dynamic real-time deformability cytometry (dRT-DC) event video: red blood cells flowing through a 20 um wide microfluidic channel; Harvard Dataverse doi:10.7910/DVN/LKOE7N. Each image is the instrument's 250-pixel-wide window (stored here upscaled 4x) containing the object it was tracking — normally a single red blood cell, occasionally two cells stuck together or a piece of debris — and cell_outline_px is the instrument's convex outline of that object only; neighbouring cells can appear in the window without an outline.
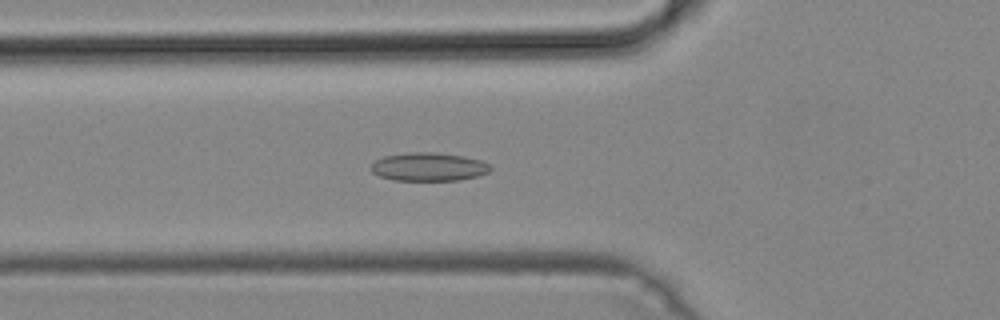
{"species": "common noctule bat (a hibernating species)", "species_latin": "Nyctalus noctula", "temperature_condition": "cold", "stored_images_in_passage": 49, "camera_frame_rate_fps": 3000, "um_per_image_px": 0.085, "animal": {"sex": "male", "body_mass_g": 19.2, "forearm_length_mm": 51.8}, "frame": {"image": 1, "passage_image": 17, "time_ms": 5.333, "image_size_px": [1000, 320], "cell_outline_px": [[492, 168], [488, 172], [476, 176], [460, 180], [392, 180], [380, 176], [372, 172], [372, 164], [376, 160], [384, 156], [408, 152], [432, 152], [464, 156], [480, 160], [488, 164]], "centroid_in_image_um": [36.43, 14.18], "position_along_channel_um": 89.4, "area_um2": 19.59}}
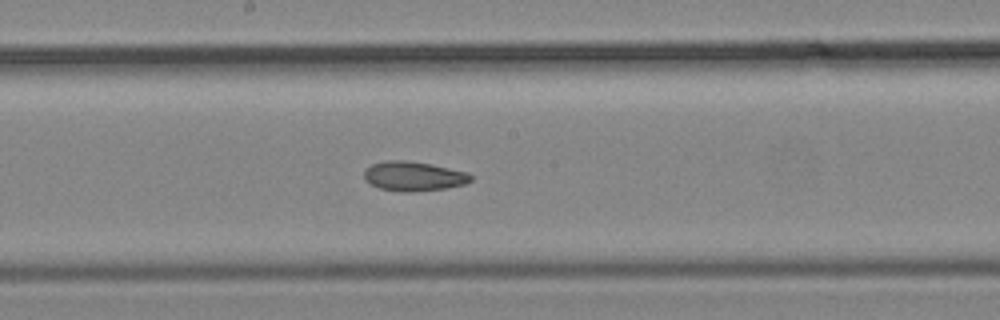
{"frame": {"image": 2, "passage_image": 26, "time_ms": 8.333, "image_size_px": [1000, 320], "cell_outline_px": [[472, 180], [464, 184], [444, 188], [408, 192], [400, 192], [380, 188], [364, 180], [364, 168], [372, 164], [384, 160], [404, 160], [432, 164], [468, 172], [472, 176]], "centroid_in_image_um": [35.13, 14.96], "position_along_channel_um": 213.1, "area_um2": 18.38}}
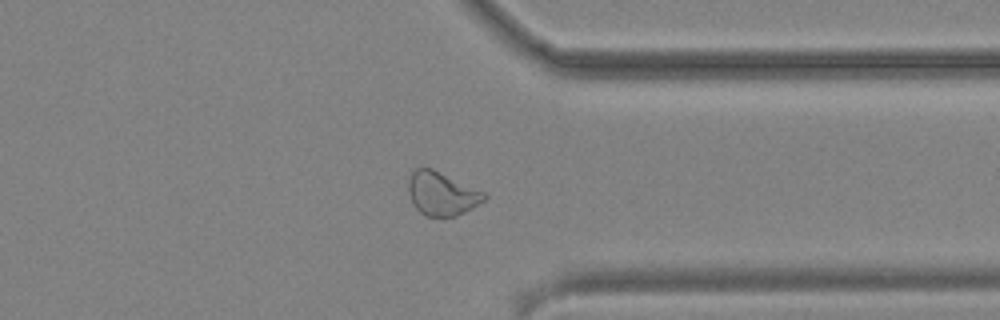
{"frame": {"image": 3, "passage_image": 38, "time_ms": 12.333, "image_size_px": [1000, 320], "cell_outline_px": [[488, 196], [484, 200], [472, 208], [456, 216], [424, 216], [412, 204], [408, 192], [408, 180], [412, 172], [416, 168], [432, 168], [484, 192]], "centroid_in_image_um": [37.52, 16.46], "position_along_channel_um": 373.9, "area_um2": 19.13}}